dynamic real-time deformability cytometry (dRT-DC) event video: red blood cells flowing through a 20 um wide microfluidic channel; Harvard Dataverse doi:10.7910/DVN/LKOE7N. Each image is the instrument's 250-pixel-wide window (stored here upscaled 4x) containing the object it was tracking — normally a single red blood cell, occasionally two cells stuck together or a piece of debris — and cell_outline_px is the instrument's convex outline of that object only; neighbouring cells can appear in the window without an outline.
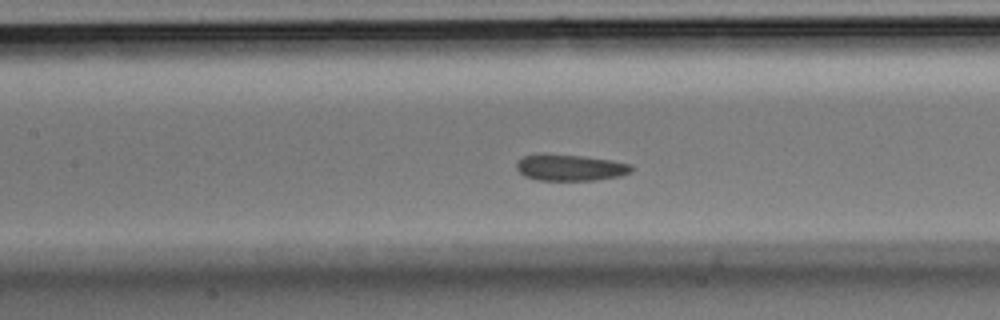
{"species": "Egyptian fruit bat (a non-hibernating species)", "species_latin": "Rousettus aegyptiacus", "temperature_condition": "room temperature", "stored_images_in_passage": 38, "camera_frame_rate_fps": 3000, "um_per_image_px": 0.085, "animal": {"sex": "male"}, "frame": {"image": 1, "passage_image": 17, "time_ms": 5.333, "image_size_px": [1000, 320], "cell_outline_px": [[632, 172], [620, 176], [596, 180], [540, 180], [524, 176], [516, 168], [516, 164], [524, 156], [540, 152], [544, 152], [584, 156], [612, 160], [632, 164]], "centroid_in_image_um": [48.46, 14.22], "position_along_channel_um": 158.9, "area_um2": 17.98}}
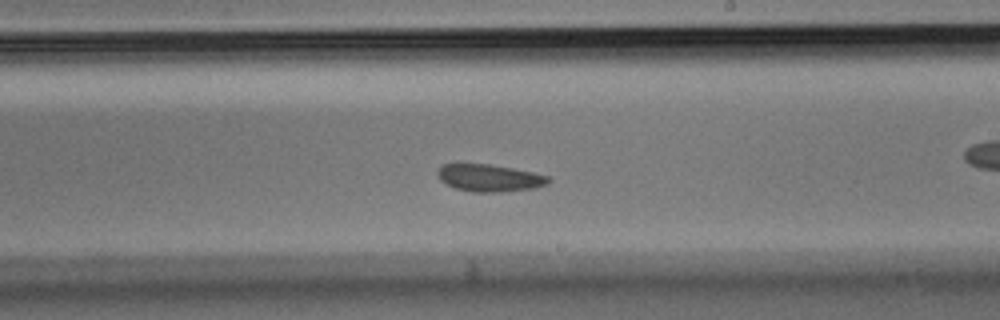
{"frame": {"image": 2, "passage_image": 22, "time_ms": 7.0, "image_size_px": [1000, 320], "cell_outline_px": [[548, 184], [536, 188], [500, 192], [472, 192], [456, 188], [440, 180], [436, 172], [440, 164], [488, 164], [512, 168], [532, 172], [548, 176]], "centroid_in_image_um": [41.58, 15.12], "position_along_channel_um": 247.4, "area_um2": 17.51}}
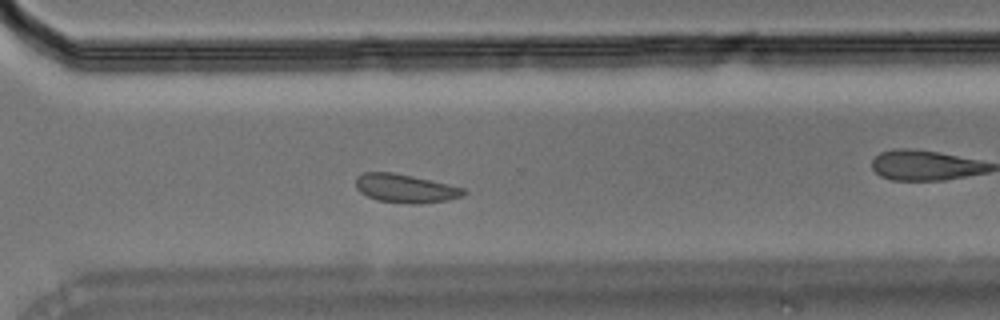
{"frame": {"image": 3, "passage_image": 27, "time_ms": 8.667, "image_size_px": [1000, 320], "cell_outline_px": [[468, 192], [464, 196], [448, 200], [412, 204], [408, 204], [376, 200], [360, 192], [356, 188], [356, 176], [364, 172], [392, 172], [412, 176], [448, 184], [464, 188]], "centroid_in_image_um": [34.46, 16.01], "position_along_channel_um": 336.1, "area_um2": 17.98}}